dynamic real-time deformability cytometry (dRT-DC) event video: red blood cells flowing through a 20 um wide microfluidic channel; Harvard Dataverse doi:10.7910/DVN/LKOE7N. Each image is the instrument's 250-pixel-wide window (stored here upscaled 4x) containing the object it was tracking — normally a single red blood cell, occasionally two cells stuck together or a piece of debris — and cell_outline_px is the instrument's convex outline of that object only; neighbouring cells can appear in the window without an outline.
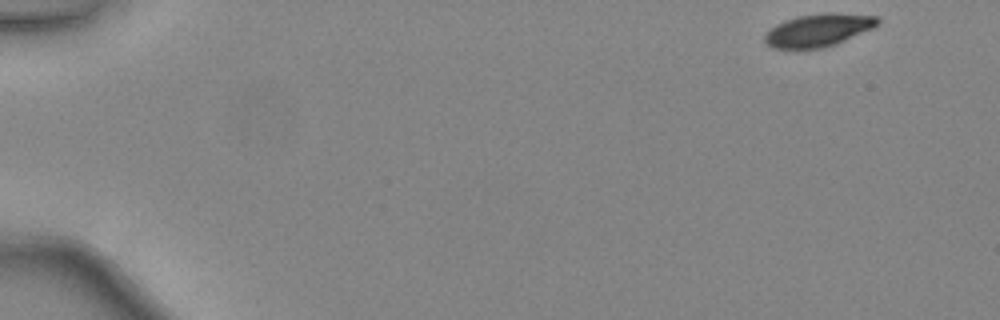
{"species": "common noctule bat (a hibernating species)", "species_latin": "Nyctalus noctula", "temperature_condition": "warm", "stored_images_in_passage": 45, "camera_frame_rate_fps": 3000, "um_per_image_px": 0.085, "animal": {"sex": "female", "body_mass_g": 24.6, "forearm_length_mm": 56.2}, "frame": {"image": 1, "passage_image": 1, "time_ms": 0.0, "image_size_px": [1000, 320], "cell_outline_px": [[880, 24], [872, 28], [836, 44], [824, 48], [772, 48], [764, 40], [764, 36], [776, 24], [800, 16], [832, 12], [876, 16], [880, 20]], "centroid_in_image_um": [69.6, 2.56], "position_along_channel_um": 15.4, "area_um2": 21.15}}
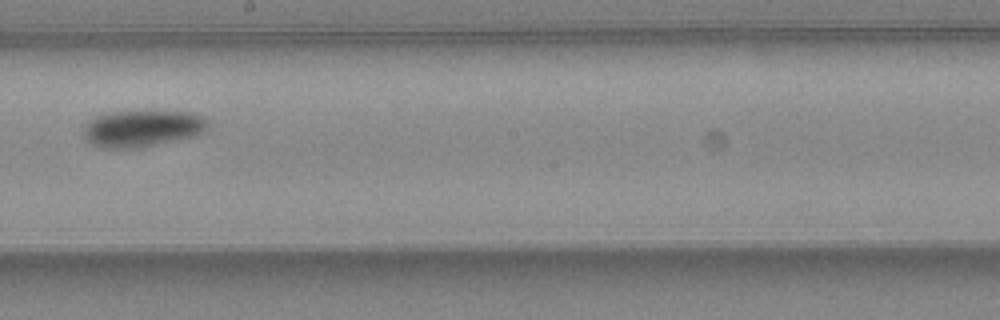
{"frame": {"image": 2, "passage_image": 26, "time_ms": 8.333, "image_size_px": [1000, 320], "cell_outline_px": [[208, 128], [204, 132], [196, 136], [140, 148], [104, 148], [92, 144], [84, 136], [84, 124], [88, 120], [104, 112], [192, 112], [204, 116], [208, 120]], "centroid_in_image_um": [12.11, 10.92], "position_along_channel_um": 236.1, "area_um2": 26.76}}
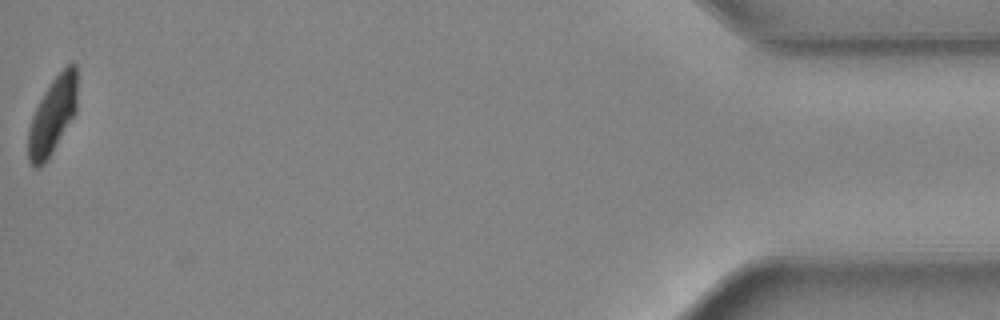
{"frame": {"image": 3, "passage_image": 45, "time_ms": 14.667, "image_size_px": [1000, 320], "cell_outline_px": [[76, 112], [48, 160], [44, 164], [36, 168], [28, 160], [28, 128], [32, 116], [44, 92], [52, 80], [68, 64], [76, 64]], "centroid_in_image_um": [4.45, 9.87], "position_along_channel_um": 430.7, "area_um2": 21.73}, "authors_computed_cell_mechanics": {"area_um2": 24.0448, "velocity_mm_per_s": 4.4452, "shape_relaxation_time_tau1_ms": 3.0823, "shape_relaxation_time_tau2_ms": null, "deformation_change_tau1": 0.128, "deformation_change_tau2": null}}